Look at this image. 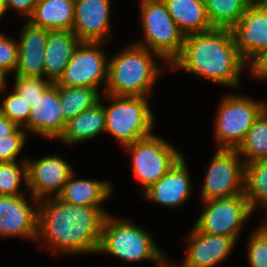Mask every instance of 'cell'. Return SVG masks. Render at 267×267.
Masks as SVG:
<instances>
[{
	"label": "cell",
	"instance_id": "obj_12",
	"mask_svg": "<svg viewBox=\"0 0 267 267\" xmlns=\"http://www.w3.org/2000/svg\"><path fill=\"white\" fill-rule=\"evenodd\" d=\"M231 31L242 58L252 63L267 49V9L254 0Z\"/></svg>",
	"mask_w": 267,
	"mask_h": 267
},
{
	"label": "cell",
	"instance_id": "obj_3",
	"mask_svg": "<svg viewBox=\"0 0 267 267\" xmlns=\"http://www.w3.org/2000/svg\"><path fill=\"white\" fill-rule=\"evenodd\" d=\"M126 49V50H125ZM108 62L107 94L118 96H149L160 74L152 58L153 51L133 44Z\"/></svg>",
	"mask_w": 267,
	"mask_h": 267
},
{
	"label": "cell",
	"instance_id": "obj_15",
	"mask_svg": "<svg viewBox=\"0 0 267 267\" xmlns=\"http://www.w3.org/2000/svg\"><path fill=\"white\" fill-rule=\"evenodd\" d=\"M110 0H75L72 31L81 42H103L110 32Z\"/></svg>",
	"mask_w": 267,
	"mask_h": 267
},
{
	"label": "cell",
	"instance_id": "obj_5",
	"mask_svg": "<svg viewBox=\"0 0 267 267\" xmlns=\"http://www.w3.org/2000/svg\"><path fill=\"white\" fill-rule=\"evenodd\" d=\"M113 101L105 110V131L124 146L152 135L153 113L146 96H118L106 94Z\"/></svg>",
	"mask_w": 267,
	"mask_h": 267
},
{
	"label": "cell",
	"instance_id": "obj_40",
	"mask_svg": "<svg viewBox=\"0 0 267 267\" xmlns=\"http://www.w3.org/2000/svg\"><path fill=\"white\" fill-rule=\"evenodd\" d=\"M265 9H267V0H257Z\"/></svg>",
	"mask_w": 267,
	"mask_h": 267
},
{
	"label": "cell",
	"instance_id": "obj_34",
	"mask_svg": "<svg viewBox=\"0 0 267 267\" xmlns=\"http://www.w3.org/2000/svg\"><path fill=\"white\" fill-rule=\"evenodd\" d=\"M18 62V43L0 34V69L11 72L16 71Z\"/></svg>",
	"mask_w": 267,
	"mask_h": 267
},
{
	"label": "cell",
	"instance_id": "obj_42",
	"mask_svg": "<svg viewBox=\"0 0 267 267\" xmlns=\"http://www.w3.org/2000/svg\"><path fill=\"white\" fill-rule=\"evenodd\" d=\"M162 267H171V265L167 261Z\"/></svg>",
	"mask_w": 267,
	"mask_h": 267
},
{
	"label": "cell",
	"instance_id": "obj_4",
	"mask_svg": "<svg viewBox=\"0 0 267 267\" xmlns=\"http://www.w3.org/2000/svg\"><path fill=\"white\" fill-rule=\"evenodd\" d=\"M97 252L112 254L123 261L153 260L160 267L167 262L148 231L109 214L103 224Z\"/></svg>",
	"mask_w": 267,
	"mask_h": 267
},
{
	"label": "cell",
	"instance_id": "obj_39",
	"mask_svg": "<svg viewBox=\"0 0 267 267\" xmlns=\"http://www.w3.org/2000/svg\"><path fill=\"white\" fill-rule=\"evenodd\" d=\"M6 7H5V1L4 0H0V18L2 15H4V13L6 12Z\"/></svg>",
	"mask_w": 267,
	"mask_h": 267
},
{
	"label": "cell",
	"instance_id": "obj_24",
	"mask_svg": "<svg viewBox=\"0 0 267 267\" xmlns=\"http://www.w3.org/2000/svg\"><path fill=\"white\" fill-rule=\"evenodd\" d=\"M100 102L69 120L64 133L59 139L71 145L72 143H81L93 139V137L105 131V110Z\"/></svg>",
	"mask_w": 267,
	"mask_h": 267
},
{
	"label": "cell",
	"instance_id": "obj_25",
	"mask_svg": "<svg viewBox=\"0 0 267 267\" xmlns=\"http://www.w3.org/2000/svg\"><path fill=\"white\" fill-rule=\"evenodd\" d=\"M212 28L232 29L254 0H204Z\"/></svg>",
	"mask_w": 267,
	"mask_h": 267
},
{
	"label": "cell",
	"instance_id": "obj_31",
	"mask_svg": "<svg viewBox=\"0 0 267 267\" xmlns=\"http://www.w3.org/2000/svg\"><path fill=\"white\" fill-rule=\"evenodd\" d=\"M31 109V105L14 91L4 97V101L0 106V113L23 127L28 122Z\"/></svg>",
	"mask_w": 267,
	"mask_h": 267
},
{
	"label": "cell",
	"instance_id": "obj_20",
	"mask_svg": "<svg viewBox=\"0 0 267 267\" xmlns=\"http://www.w3.org/2000/svg\"><path fill=\"white\" fill-rule=\"evenodd\" d=\"M80 42L72 30L49 31L44 54V76L56 82Z\"/></svg>",
	"mask_w": 267,
	"mask_h": 267
},
{
	"label": "cell",
	"instance_id": "obj_16",
	"mask_svg": "<svg viewBox=\"0 0 267 267\" xmlns=\"http://www.w3.org/2000/svg\"><path fill=\"white\" fill-rule=\"evenodd\" d=\"M23 195H0V236L37 237L38 208Z\"/></svg>",
	"mask_w": 267,
	"mask_h": 267
},
{
	"label": "cell",
	"instance_id": "obj_13",
	"mask_svg": "<svg viewBox=\"0 0 267 267\" xmlns=\"http://www.w3.org/2000/svg\"><path fill=\"white\" fill-rule=\"evenodd\" d=\"M27 164V188L31 190L32 200L39 202L44 195L51 198L52 194L57 197L73 169L58 156H46L36 161L26 160ZM56 193H53V192Z\"/></svg>",
	"mask_w": 267,
	"mask_h": 267
},
{
	"label": "cell",
	"instance_id": "obj_11",
	"mask_svg": "<svg viewBox=\"0 0 267 267\" xmlns=\"http://www.w3.org/2000/svg\"><path fill=\"white\" fill-rule=\"evenodd\" d=\"M238 155L236 149L218 148L202 187L203 201L244 195L245 164Z\"/></svg>",
	"mask_w": 267,
	"mask_h": 267
},
{
	"label": "cell",
	"instance_id": "obj_36",
	"mask_svg": "<svg viewBox=\"0 0 267 267\" xmlns=\"http://www.w3.org/2000/svg\"><path fill=\"white\" fill-rule=\"evenodd\" d=\"M250 69L254 77L267 78V49L250 64Z\"/></svg>",
	"mask_w": 267,
	"mask_h": 267
},
{
	"label": "cell",
	"instance_id": "obj_8",
	"mask_svg": "<svg viewBox=\"0 0 267 267\" xmlns=\"http://www.w3.org/2000/svg\"><path fill=\"white\" fill-rule=\"evenodd\" d=\"M125 148L133 155V174L144 191L163 177L183 156L154 134L138 139Z\"/></svg>",
	"mask_w": 267,
	"mask_h": 267
},
{
	"label": "cell",
	"instance_id": "obj_33",
	"mask_svg": "<svg viewBox=\"0 0 267 267\" xmlns=\"http://www.w3.org/2000/svg\"><path fill=\"white\" fill-rule=\"evenodd\" d=\"M26 133L20 126L13 134L0 139V163L16 160L25 144Z\"/></svg>",
	"mask_w": 267,
	"mask_h": 267
},
{
	"label": "cell",
	"instance_id": "obj_23",
	"mask_svg": "<svg viewBox=\"0 0 267 267\" xmlns=\"http://www.w3.org/2000/svg\"><path fill=\"white\" fill-rule=\"evenodd\" d=\"M179 30L186 36L212 29L204 0H163Z\"/></svg>",
	"mask_w": 267,
	"mask_h": 267
},
{
	"label": "cell",
	"instance_id": "obj_26",
	"mask_svg": "<svg viewBox=\"0 0 267 267\" xmlns=\"http://www.w3.org/2000/svg\"><path fill=\"white\" fill-rule=\"evenodd\" d=\"M62 113L66 122L97 104L100 94L92 87L57 86Z\"/></svg>",
	"mask_w": 267,
	"mask_h": 267
},
{
	"label": "cell",
	"instance_id": "obj_17",
	"mask_svg": "<svg viewBox=\"0 0 267 267\" xmlns=\"http://www.w3.org/2000/svg\"><path fill=\"white\" fill-rule=\"evenodd\" d=\"M182 267H213L225 259L236 243L233 237L200 232L195 226Z\"/></svg>",
	"mask_w": 267,
	"mask_h": 267
},
{
	"label": "cell",
	"instance_id": "obj_27",
	"mask_svg": "<svg viewBox=\"0 0 267 267\" xmlns=\"http://www.w3.org/2000/svg\"><path fill=\"white\" fill-rule=\"evenodd\" d=\"M247 159L244 164L267 159V107L254 120L245 139L236 149Z\"/></svg>",
	"mask_w": 267,
	"mask_h": 267
},
{
	"label": "cell",
	"instance_id": "obj_35",
	"mask_svg": "<svg viewBox=\"0 0 267 267\" xmlns=\"http://www.w3.org/2000/svg\"><path fill=\"white\" fill-rule=\"evenodd\" d=\"M6 10L11 6L14 9L21 11L23 15H26L29 18L35 8L38 0H4Z\"/></svg>",
	"mask_w": 267,
	"mask_h": 267
},
{
	"label": "cell",
	"instance_id": "obj_32",
	"mask_svg": "<svg viewBox=\"0 0 267 267\" xmlns=\"http://www.w3.org/2000/svg\"><path fill=\"white\" fill-rule=\"evenodd\" d=\"M248 248L251 267H267V230L259 227L252 233Z\"/></svg>",
	"mask_w": 267,
	"mask_h": 267
},
{
	"label": "cell",
	"instance_id": "obj_19",
	"mask_svg": "<svg viewBox=\"0 0 267 267\" xmlns=\"http://www.w3.org/2000/svg\"><path fill=\"white\" fill-rule=\"evenodd\" d=\"M189 176L182 156L163 177L144 191V196L156 204L176 208L190 197Z\"/></svg>",
	"mask_w": 267,
	"mask_h": 267
},
{
	"label": "cell",
	"instance_id": "obj_38",
	"mask_svg": "<svg viewBox=\"0 0 267 267\" xmlns=\"http://www.w3.org/2000/svg\"><path fill=\"white\" fill-rule=\"evenodd\" d=\"M6 72L0 69V91H2L6 85L5 83V77H6Z\"/></svg>",
	"mask_w": 267,
	"mask_h": 267
},
{
	"label": "cell",
	"instance_id": "obj_28",
	"mask_svg": "<svg viewBox=\"0 0 267 267\" xmlns=\"http://www.w3.org/2000/svg\"><path fill=\"white\" fill-rule=\"evenodd\" d=\"M244 195L253 210L267 205V159L245 164Z\"/></svg>",
	"mask_w": 267,
	"mask_h": 267
},
{
	"label": "cell",
	"instance_id": "obj_9",
	"mask_svg": "<svg viewBox=\"0 0 267 267\" xmlns=\"http://www.w3.org/2000/svg\"><path fill=\"white\" fill-rule=\"evenodd\" d=\"M206 208L195 227L202 233L225 235L238 239L241 226L254 211L245 195L214 198L204 201Z\"/></svg>",
	"mask_w": 267,
	"mask_h": 267
},
{
	"label": "cell",
	"instance_id": "obj_37",
	"mask_svg": "<svg viewBox=\"0 0 267 267\" xmlns=\"http://www.w3.org/2000/svg\"><path fill=\"white\" fill-rule=\"evenodd\" d=\"M20 126L0 113V139L13 134Z\"/></svg>",
	"mask_w": 267,
	"mask_h": 267
},
{
	"label": "cell",
	"instance_id": "obj_30",
	"mask_svg": "<svg viewBox=\"0 0 267 267\" xmlns=\"http://www.w3.org/2000/svg\"><path fill=\"white\" fill-rule=\"evenodd\" d=\"M52 83L53 82L50 80H44L42 77L15 75L14 91L32 106L37 98L41 96Z\"/></svg>",
	"mask_w": 267,
	"mask_h": 267
},
{
	"label": "cell",
	"instance_id": "obj_6",
	"mask_svg": "<svg viewBox=\"0 0 267 267\" xmlns=\"http://www.w3.org/2000/svg\"><path fill=\"white\" fill-rule=\"evenodd\" d=\"M145 41L136 44L171 62L180 54L185 35L179 30L163 0H141ZM143 41V42H142Z\"/></svg>",
	"mask_w": 267,
	"mask_h": 267
},
{
	"label": "cell",
	"instance_id": "obj_18",
	"mask_svg": "<svg viewBox=\"0 0 267 267\" xmlns=\"http://www.w3.org/2000/svg\"><path fill=\"white\" fill-rule=\"evenodd\" d=\"M49 30L27 21L18 43V62L15 75L24 77L44 76V54Z\"/></svg>",
	"mask_w": 267,
	"mask_h": 267
},
{
	"label": "cell",
	"instance_id": "obj_21",
	"mask_svg": "<svg viewBox=\"0 0 267 267\" xmlns=\"http://www.w3.org/2000/svg\"><path fill=\"white\" fill-rule=\"evenodd\" d=\"M74 8L75 0H38L32 15L27 20L49 31H71Z\"/></svg>",
	"mask_w": 267,
	"mask_h": 267
},
{
	"label": "cell",
	"instance_id": "obj_7",
	"mask_svg": "<svg viewBox=\"0 0 267 267\" xmlns=\"http://www.w3.org/2000/svg\"><path fill=\"white\" fill-rule=\"evenodd\" d=\"M266 104L247 97L226 96L219 106L215 136L219 148L237 149L245 139L254 120L266 108Z\"/></svg>",
	"mask_w": 267,
	"mask_h": 267
},
{
	"label": "cell",
	"instance_id": "obj_29",
	"mask_svg": "<svg viewBox=\"0 0 267 267\" xmlns=\"http://www.w3.org/2000/svg\"><path fill=\"white\" fill-rule=\"evenodd\" d=\"M22 177L27 182L26 161H23L21 166L16 161L0 163V195H19Z\"/></svg>",
	"mask_w": 267,
	"mask_h": 267
},
{
	"label": "cell",
	"instance_id": "obj_41",
	"mask_svg": "<svg viewBox=\"0 0 267 267\" xmlns=\"http://www.w3.org/2000/svg\"><path fill=\"white\" fill-rule=\"evenodd\" d=\"M264 208H266V210H267V205ZM261 227L264 228L265 230H267V222H265V224L263 223V225Z\"/></svg>",
	"mask_w": 267,
	"mask_h": 267
},
{
	"label": "cell",
	"instance_id": "obj_14",
	"mask_svg": "<svg viewBox=\"0 0 267 267\" xmlns=\"http://www.w3.org/2000/svg\"><path fill=\"white\" fill-rule=\"evenodd\" d=\"M28 122L24 130L48 138L59 139L67 122L64 119L57 85L52 83L31 106Z\"/></svg>",
	"mask_w": 267,
	"mask_h": 267
},
{
	"label": "cell",
	"instance_id": "obj_10",
	"mask_svg": "<svg viewBox=\"0 0 267 267\" xmlns=\"http://www.w3.org/2000/svg\"><path fill=\"white\" fill-rule=\"evenodd\" d=\"M100 45L101 42H80L63 74L54 83L57 86L94 89H97L102 81L107 84L108 59L104 51L98 48Z\"/></svg>",
	"mask_w": 267,
	"mask_h": 267
},
{
	"label": "cell",
	"instance_id": "obj_1",
	"mask_svg": "<svg viewBox=\"0 0 267 267\" xmlns=\"http://www.w3.org/2000/svg\"><path fill=\"white\" fill-rule=\"evenodd\" d=\"M42 200L37 203L40 204L37 207L38 238H46L48 246L51 245L55 252L97 253L103 224L108 215L102 207L72 205L55 196Z\"/></svg>",
	"mask_w": 267,
	"mask_h": 267
},
{
	"label": "cell",
	"instance_id": "obj_2",
	"mask_svg": "<svg viewBox=\"0 0 267 267\" xmlns=\"http://www.w3.org/2000/svg\"><path fill=\"white\" fill-rule=\"evenodd\" d=\"M171 64L230 87L238 86L239 73L247 65L228 28L186 35L180 54Z\"/></svg>",
	"mask_w": 267,
	"mask_h": 267
},
{
	"label": "cell",
	"instance_id": "obj_22",
	"mask_svg": "<svg viewBox=\"0 0 267 267\" xmlns=\"http://www.w3.org/2000/svg\"><path fill=\"white\" fill-rule=\"evenodd\" d=\"M74 172L69 176L61 193L57 196L60 200L82 207H101L112 192L109 182L79 179L73 180Z\"/></svg>",
	"mask_w": 267,
	"mask_h": 267
}]
</instances>
